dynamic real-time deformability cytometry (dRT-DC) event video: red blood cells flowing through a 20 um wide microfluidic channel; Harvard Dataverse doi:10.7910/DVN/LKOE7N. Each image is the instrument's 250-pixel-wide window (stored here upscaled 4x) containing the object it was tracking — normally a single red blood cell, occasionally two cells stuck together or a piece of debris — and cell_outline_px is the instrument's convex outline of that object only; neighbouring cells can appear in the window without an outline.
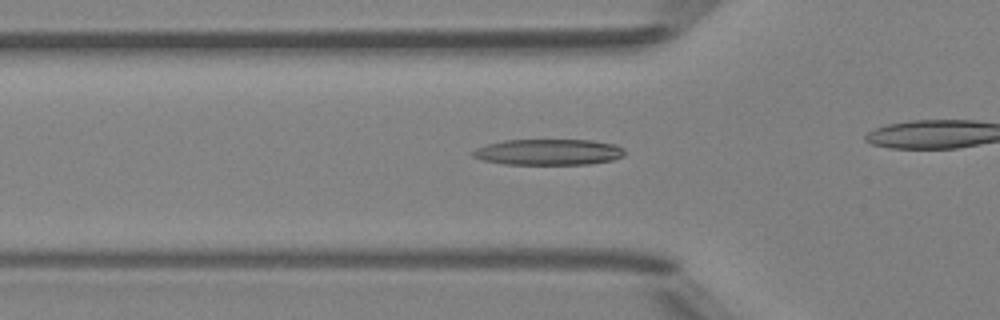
{"species": "Egyptian fruit bat (a non-hibernating species)", "species_latin": "Rousettus aegyptiacus", "temperature_condition": "room temperature", "stored_images_in_passage": 39, "camera_frame_rate_fps": 3000, "um_per_image_px": 0.085, "animal": {"sex": "female"}, "frame": {"image": 1, "passage_image": 17, "time_ms": 5.333, "image_size_px": [1000, 320], "cell_outline_px": [[624, 156], [612, 160], [588, 164], [504, 164], [484, 160], [472, 156], [472, 152], [476, 148], [488, 144], [504, 140], [592, 140], [616, 144], [624, 148]], "centroid_in_image_um": [46.65, 12.92], "position_along_channel_um": 79.1, "area_um2": 22.95}}
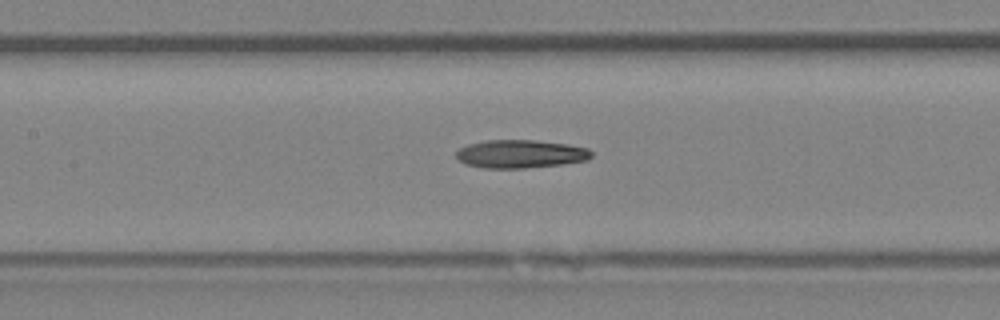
{"frame": {"image": 2, "passage_image": 23, "time_ms": 7.333, "image_size_px": [1000, 320], "cell_outline_px": [[592, 156], [588, 160], [560, 164], [524, 168], [484, 168], [464, 164], [456, 156], [456, 152], [460, 148], [468, 144], [484, 140], [536, 140], [568, 144], [588, 148], [592, 152]], "centroid_in_image_um": [44.24, 13.08], "position_along_channel_um": 163.2, "area_um2": 22.25}}
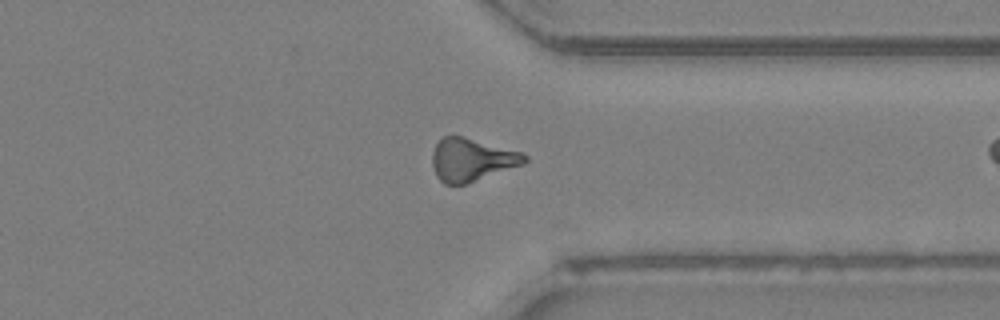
{"frame": {"image": 3, "passage_image": 38, "time_ms": 12.333, "image_size_px": [1000, 320], "cell_outline_px": [[528, 160], [524, 164], [464, 184], [444, 184], [436, 176], [432, 164], [432, 152], [436, 144], [444, 136], [464, 136], [524, 152], [528, 156]], "centroid_in_image_um": [40.11, 13.56], "position_along_channel_um": 371.3, "area_um2": 23.12}}